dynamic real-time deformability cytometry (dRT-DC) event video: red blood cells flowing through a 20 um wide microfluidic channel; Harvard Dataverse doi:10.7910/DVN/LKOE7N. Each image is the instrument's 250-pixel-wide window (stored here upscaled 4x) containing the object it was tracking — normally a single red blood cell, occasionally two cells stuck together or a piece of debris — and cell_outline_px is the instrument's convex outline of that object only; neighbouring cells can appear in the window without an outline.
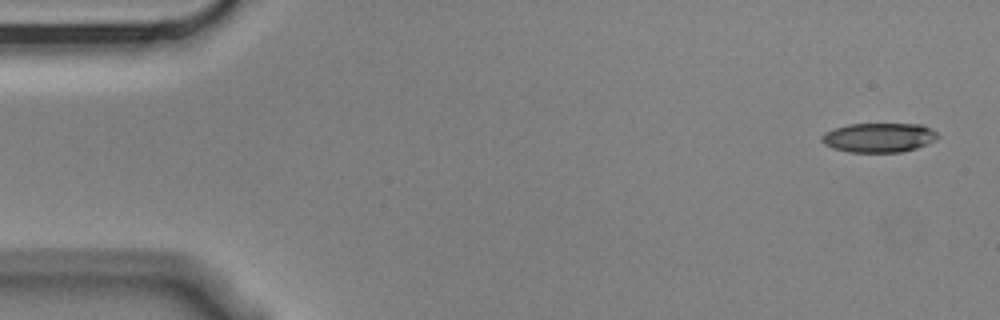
{"species": "Egyptian fruit bat (a non-hibernating species)", "species_latin": "Rousettus aegyptiacus", "temperature_condition": "cold", "stored_images_in_passage": 4, "camera_frame_rate_fps": 3000, "um_per_image_px": 0.085, "animal": {"sex": "male"}, "frame": {"image": 1, "passage_image": 1, "time_ms": 0.0, "image_size_px": [1000, 320], "cell_outline_px": [[940, 136], [936, 140], [916, 148], [900, 152], [848, 152], [832, 148], [824, 144], [820, 140], [820, 136], [824, 132], [832, 128], [848, 124], [920, 124], [932, 128]], "centroid_in_image_um": [74.67, 11.69], "position_along_channel_um": 10.3, "area_um2": 20.11}}